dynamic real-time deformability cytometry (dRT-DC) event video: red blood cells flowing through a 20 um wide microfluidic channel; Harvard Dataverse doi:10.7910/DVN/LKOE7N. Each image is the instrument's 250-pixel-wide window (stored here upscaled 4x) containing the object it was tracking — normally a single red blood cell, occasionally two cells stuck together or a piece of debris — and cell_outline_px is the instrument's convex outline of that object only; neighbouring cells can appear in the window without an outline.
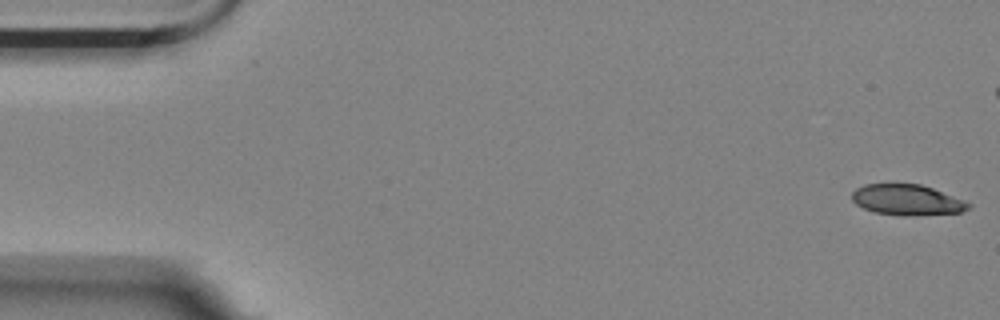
{"species": "Egyptian fruit bat (a non-hibernating species)", "species_latin": "Rousettus aegyptiacus", "temperature_condition": "room temperature", "stored_images_in_passage": 10, "camera_frame_rate_fps": 3000, "um_per_image_px": 0.085, "animal": {"sex": "female"}, "frame": {"image": 1, "passage_image": 1, "time_ms": 0.0, "image_size_px": [1000, 320], "cell_outline_px": [[972, 204], [968, 208], [960, 212], [904, 216], [876, 212], [864, 208], [856, 204], [852, 200], [852, 192], [856, 188], [864, 184], [896, 180], [920, 184], [932, 188]], "centroid_in_image_um": [77.01, 16.93], "position_along_channel_um": 8.0, "area_um2": 21.27}}